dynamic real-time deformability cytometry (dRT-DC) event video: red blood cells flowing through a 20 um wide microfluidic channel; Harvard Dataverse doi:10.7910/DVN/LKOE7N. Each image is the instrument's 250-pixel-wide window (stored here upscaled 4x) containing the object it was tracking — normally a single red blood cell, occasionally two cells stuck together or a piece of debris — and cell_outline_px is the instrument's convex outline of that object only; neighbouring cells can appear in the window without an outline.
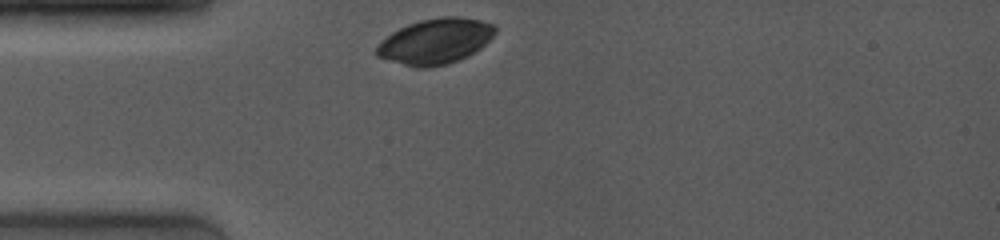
{"species": "common noctule bat (a hibernating species)", "species_latin": "Nyctalus noctula", "temperature_condition": "room temperature", "stored_images_in_passage": 5, "camera_frame_rate_fps": 4000, "um_per_image_px": 0.085, "animal": {"sex": "female", "body_mass_g": 19.0, "forearm_length_mm": 53.3}, "frame": {"image": 1, "passage_image": 1, "time_ms": 0.0, "image_size_px": [1000, 240], "cell_outline_px": [[496, 32], [480, 48], [468, 56], [460, 60], [448, 64], [432, 68], [416, 68], [376, 56], [376, 48], [392, 32], [408, 24], [420, 20], [440, 16], [456, 16], [480, 20], [496, 24]], "centroid_in_image_um": [37.04, 3.51], "position_along_channel_um": 48.0, "area_um2": 31.39}}